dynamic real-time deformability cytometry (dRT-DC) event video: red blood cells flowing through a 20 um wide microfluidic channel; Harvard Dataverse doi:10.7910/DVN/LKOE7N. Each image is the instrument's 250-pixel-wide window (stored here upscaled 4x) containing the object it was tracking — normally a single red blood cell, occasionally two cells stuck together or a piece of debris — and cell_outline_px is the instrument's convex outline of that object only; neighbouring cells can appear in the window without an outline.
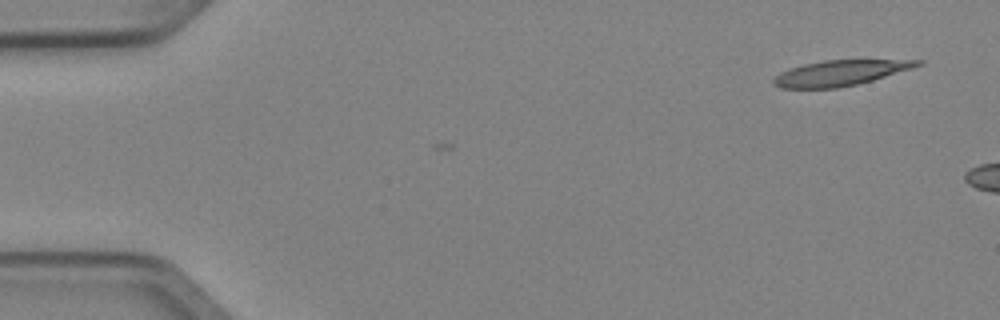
{"species": "Egyptian fruit bat (a non-hibernating species)", "species_latin": "Rousettus aegyptiacus", "temperature_condition": "cold", "stored_images_in_passage": 2, "camera_frame_rate_fps": 3000, "um_per_image_px": 0.085, "animal": {"sex": "female"}, "frame": {"image": 1, "passage_image": 1, "time_ms": 0.0, "image_size_px": [1000, 320], "cell_outline_px": [[924, 64], [912, 68], [872, 80], [856, 84], [836, 88], [780, 88], [772, 84], [772, 80], [780, 72], [804, 64], [824, 60], [924, 60]], "centroid_in_image_um": [71.4, 6.2], "position_along_channel_um": 13.6, "area_um2": 21.1}}